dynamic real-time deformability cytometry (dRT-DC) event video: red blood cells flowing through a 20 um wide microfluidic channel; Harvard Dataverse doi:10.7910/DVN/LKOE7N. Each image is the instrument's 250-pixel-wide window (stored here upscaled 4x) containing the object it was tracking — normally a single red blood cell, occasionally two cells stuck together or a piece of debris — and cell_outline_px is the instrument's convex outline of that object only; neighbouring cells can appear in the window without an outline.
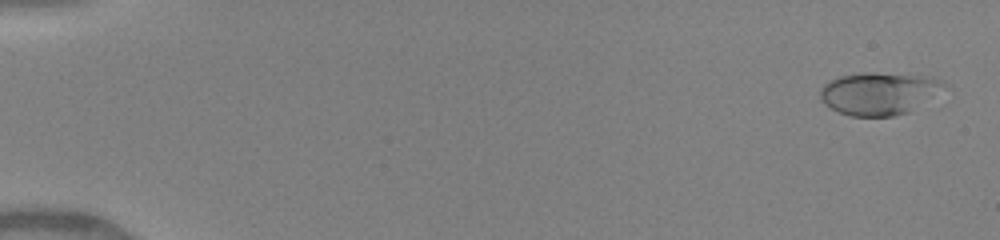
{"species": "human", "species_latin": "Homo sapiens", "temperature_condition": "warm", "stored_images_in_passage": 50, "camera_frame_rate_fps": 3000, "um_per_image_px": 0.085, "donor": {"sex": "female"}, "frame": {"image": 1, "passage_image": 2, "time_ms": 0.333, "image_size_px": [1000, 240], "cell_outline_px": [[952, 88], [908, 112], [892, 116], [848, 116], [824, 104], [820, 96], [820, 88], [828, 80], [840, 76], [932, 76], [944, 80], [952, 84]], "centroid_in_image_um": [74.85, 7.99], "position_along_channel_um": 10.1, "area_um2": 30.17}}
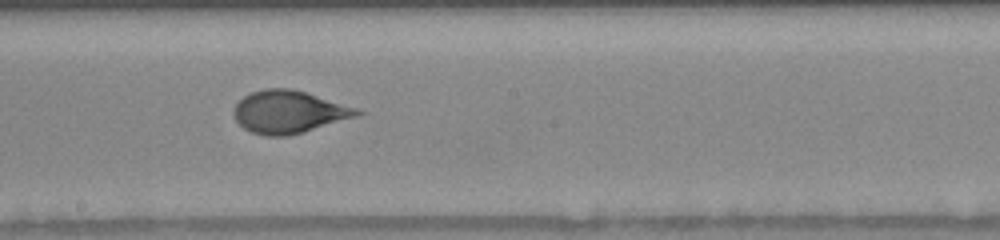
{"frame": {"image": 2, "passage_image": 29, "time_ms": 9.333, "image_size_px": [1000, 240], "cell_outline_px": [[364, 112], [356, 116], [304, 132], [288, 136], [264, 136], [252, 132], [244, 128], [236, 120], [232, 112], [236, 104], [244, 96], [252, 92], [264, 88], [292, 88], [356, 108]], "centroid_in_image_um": [24.51, 9.51], "position_along_channel_um": 223.7, "area_um2": 30.29}}
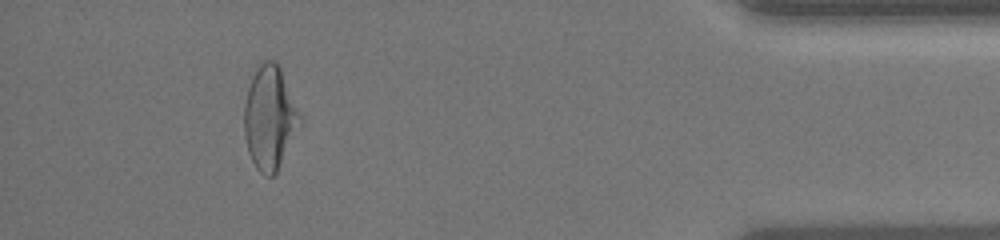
{"frame": {"image": 3, "passage_image": 46, "time_ms": 15.0, "image_size_px": [1000, 240], "cell_outline_px": [[304, 124], [276, 172], [272, 176], [264, 176], [256, 168], [248, 152], [244, 136], [244, 104], [248, 88], [252, 76], [256, 68], [264, 60], [276, 60], [280, 68], [304, 120]], "centroid_in_image_um": [22.96, 10.03], "position_along_channel_um": 412.2, "area_um2": 34.22}, "authors_computed_cell_mechanics": {"area_um2": 29.9404, "velocity_mm_per_s": 4.1435, "shape_relaxation_time_tau1_ms": 6.0411, "shape_relaxation_time_tau2_ms": null, "deformation_change_tau1": 0.2008, "deformation_change_tau2": null}}